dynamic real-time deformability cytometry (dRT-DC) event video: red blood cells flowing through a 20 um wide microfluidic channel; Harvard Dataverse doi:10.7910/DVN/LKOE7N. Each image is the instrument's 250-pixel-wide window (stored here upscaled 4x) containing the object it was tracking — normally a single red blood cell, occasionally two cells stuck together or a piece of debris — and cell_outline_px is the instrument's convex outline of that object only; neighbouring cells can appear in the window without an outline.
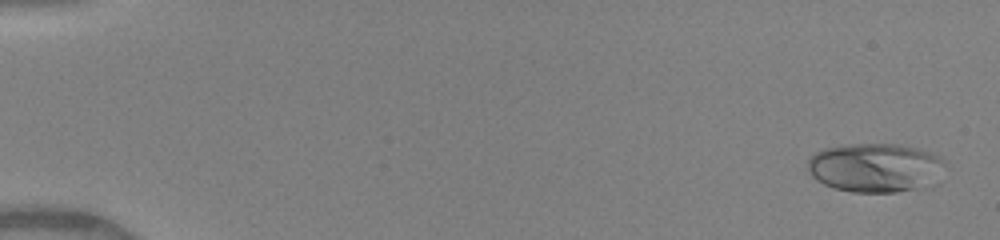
{"species": "human", "species_latin": "Homo sapiens", "temperature_condition": "warm", "stored_images_in_passage": 50, "camera_frame_rate_fps": 3000, "um_per_image_px": 0.085, "donor": {"sex": "female"}, "frame": {"image": 1, "passage_image": 2, "time_ms": 0.333, "image_size_px": [1000, 240], "cell_outline_px": [[944, 164], [940, 184], [932, 188], [896, 192], [852, 192], [832, 188], [816, 180], [808, 172], [808, 160], [816, 152], [824, 148], [848, 144], [900, 144], [916, 148], [940, 156]], "centroid_in_image_um": [74.48, 14.28], "position_along_channel_um": 10.5, "area_um2": 40.17}}
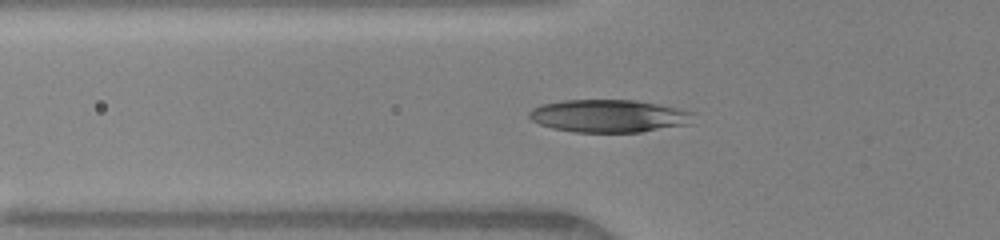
{"frame": {"image": 2, "passage_image": 18, "time_ms": 5.667, "image_size_px": [1000, 240], "cell_outline_px": [[696, 112], [692, 124], [640, 132], [572, 132], [552, 128], [540, 124], [532, 120], [528, 116], [528, 112], [532, 108], [540, 104], [564, 100], [636, 100]], "centroid_in_image_um": [51.77, 9.86], "position_along_channel_um": 74.0, "area_um2": 31.56}}
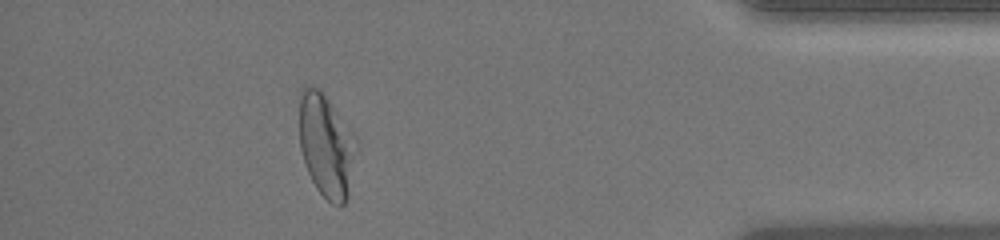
{"frame": {"image": 3, "passage_image": 45, "time_ms": 14.667, "image_size_px": [1000, 240], "cell_outline_px": [[360, 140], [348, 196], [344, 204], [332, 204], [316, 188], [308, 172], [300, 148], [300, 88], [304, 84], [308, 84], [320, 88], [356, 132]], "centroid_in_image_um": [27.79, 12.3], "position_along_channel_um": 407.4, "area_um2": 35.43}, "authors_computed_cell_mechanics": {"area_um2": 32.657, "velocity_mm_per_s": 4.12, "shape_relaxation_time_tau1_ms": 3.6813, "shape_relaxation_time_tau2_ms": null, "deformation_change_tau1": 0.1937, "deformation_change_tau2": null}}